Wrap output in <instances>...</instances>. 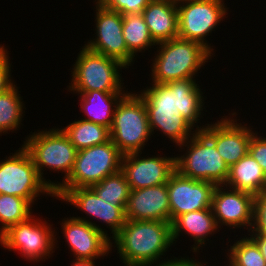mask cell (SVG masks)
Wrapping results in <instances>:
<instances>
[{
  "label": "cell",
  "mask_w": 266,
  "mask_h": 266,
  "mask_svg": "<svg viewBox=\"0 0 266 266\" xmlns=\"http://www.w3.org/2000/svg\"><path fill=\"white\" fill-rule=\"evenodd\" d=\"M152 0H101L99 3L121 15L141 14Z\"/></svg>",
  "instance_id": "4dcf8cb0"
},
{
  "label": "cell",
  "mask_w": 266,
  "mask_h": 266,
  "mask_svg": "<svg viewBox=\"0 0 266 266\" xmlns=\"http://www.w3.org/2000/svg\"><path fill=\"white\" fill-rule=\"evenodd\" d=\"M235 115L238 114L233 112L230 117H222L213 124L196 127L197 131H203L213 141L229 168L249 152V143L255 132L251 127H247V124L244 126L241 122L237 123Z\"/></svg>",
  "instance_id": "5bb4252c"
},
{
  "label": "cell",
  "mask_w": 266,
  "mask_h": 266,
  "mask_svg": "<svg viewBox=\"0 0 266 266\" xmlns=\"http://www.w3.org/2000/svg\"><path fill=\"white\" fill-rule=\"evenodd\" d=\"M196 82L186 78L153 83L140 90L138 95L144 100L152 135L154 130L160 131L179 146L197 132L194 127L203 117L205 98Z\"/></svg>",
  "instance_id": "6da1fadb"
},
{
  "label": "cell",
  "mask_w": 266,
  "mask_h": 266,
  "mask_svg": "<svg viewBox=\"0 0 266 266\" xmlns=\"http://www.w3.org/2000/svg\"><path fill=\"white\" fill-rule=\"evenodd\" d=\"M25 137L22 146L29 152L42 180L55 192L58 187L70 176L78 150L69 141L60 128H51L48 131L37 130ZM44 168L53 172L65 173L62 182L44 178Z\"/></svg>",
  "instance_id": "277c9868"
},
{
  "label": "cell",
  "mask_w": 266,
  "mask_h": 266,
  "mask_svg": "<svg viewBox=\"0 0 266 266\" xmlns=\"http://www.w3.org/2000/svg\"><path fill=\"white\" fill-rule=\"evenodd\" d=\"M123 36L127 49L136 57L139 52L151 49L157 44L152 39L148 26L145 23L143 14L123 15ZM148 48V49H147ZM144 50V51H143Z\"/></svg>",
  "instance_id": "d4e9b609"
},
{
  "label": "cell",
  "mask_w": 266,
  "mask_h": 266,
  "mask_svg": "<svg viewBox=\"0 0 266 266\" xmlns=\"http://www.w3.org/2000/svg\"><path fill=\"white\" fill-rule=\"evenodd\" d=\"M257 244L260 253L266 261V236L261 235H248Z\"/></svg>",
  "instance_id": "e575fe53"
},
{
  "label": "cell",
  "mask_w": 266,
  "mask_h": 266,
  "mask_svg": "<svg viewBox=\"0 0 266 266\" xmlns=\"http://www.w3.org/2000/svg\"><path fill=\"white\" fill-rule=\"evenodd\" d=\"M229 266H266L257 244L250 237H240L227 248Z\"/></svg>",
  "instance_id": "f1b7e54d"
},
{
  "label": "cell",
  "mask_w": 266,
  "mask_h": 266,
  "mask_svg": "<svg viewBox=\"0 0 266 266\" xmlns=\"http://www.w3.org/2000/svg\"><path fill=\"white\" fill-rule=\"evenodd\" d=\"M34 217L32 215L27 220L8 228L0 235V245L9 251L20 252L21 257L30 262L46 261L45 259L50 258V254L52 256L55 247L58 246L55 238L56 229L46 220H37Z\"/></svg>",
  "instance_id": "9c48e42d"
},
{
  "label": "cell",
  "mask_w": 266,
  "mask_h": 266,
  "mask_svg": "<svg viewBox=\"0 0 266 266\" xmlns=\"http://www.w3.org/2000/svg\"><path fill=\"white\" fill-rule=\"evenodd\" d=\"M149 33L156 44L178 38L176 2L152 0L142 11Z\"/></svg>",
  "instance_id": "44dd1931"
},
{
  "label": "cell",
  "mask_w": 266,
  "mask_h": 266,
  "mask_svg": "<svg viewBox=\"0 0 266 266\" xmlns=\"http://www.w3.org/2000/svg\"><path fill=\"white\" fill-rule=\"evenodd\" d=\"M112 239L111 247L117 248L119 259L126 264L153 266L167 261L160 260L173 245L171 223L161 220L126 219Z\"/></svg>",
  "instance_id": "7a4b0ae2"
},
{
  "label": "cell",
  "mask_w": 266,
  "mask_h": 266,
  "mask_svg": "<svg viewBox=\"0 0 266 266\" xmlns=\"http://www.w3.org/2000/svg\"><path fill=\"white\" fill-rule=\"evenodd\" d=\"M247 235L266 236V190L254 195L253 222Z\"/></svg>",
  "instance_id": "f546056e"
},
{
  "label": "cell",
  "mask_w": 266,
  "mask_h": 266,
  "mask_svg": "<svg viewBox=\"0 0 266 266\" xmlns=\"http://www.w3.org/2000/svg\"><path fill=\"white\" fill-rule=\"evenodd\" d=\"M124 266H147V265H142V264H126V263H124Z\"/></svg>",
  "instance_id": "8d00e7d4"
},
{
  "label": "cell",
  "mask_w": 266,
  "mask_h": 266,
  "mask_svg": "<svg viewBox=\"0 0 266 266\" xmlns=\"http://www.w3.org/2000/svg\"><path fill=\"white\" fill-rule=\"evenodd\" d=\"M178 147L179 151H185V147L187 150L184 155H176V171L191 179L225 185L229 167L216 150L213 141L203 131H197Z\"/></svg>",
  "instance_id": "52a82bcc"
},
{
  "label": "cell",
  "mask_w": 266,
  "mask_h": 266,
  "mask_svg": "<svg viewBox=\"0 0 266 266\" xmlns=\"http://www.w3.org/2000/svg\"><path fill=\"white\" fill-rule=\"evenodd\" d=\"M78 57L74 62L71 73V83L68 91L87 92H128L123 87L120 72L126 69L119 61L103 54L88 49L85 45L81 47ZM121 70V71H120Z\"/></svg>",
  "instance_id": "8992f818"
},
{
  "label": "cell",
  "mask_w": 266,
  "mask_h": 266,
  "mask_svg": "<svg viewBox=\"0 0 266 266\" xmlns=\"http://www.w3.org/2000/svg\"><path fill=\"white\" fill-rule=\"evenodd\" d=\"M15 84L4 93L0 94V135L14 132L22 124L25 104ZM12 130V131H11Z\"/></svg>",
  "instance_id": "484cf974"
},
{
  "label": "cell",
  "mask_w": 266,
  "mask_h": 266,
  "mask_svg": "<svg viewBox=\"0 0 266 266\" xmlns=\"http://www.w3.org/2000/svg\"><path fill=\"white\" fill-rule=\"evenodd\" d=\"M169 1H173V2H180V1H183V0H169Z\"/></svg>",
  "instance_id": "f35d334b"
},
{
  "label": "cell",
  "mask_w": 266,
  "mask_h": 266,
  "mask_svg": "<svg viewBox=\"0 0 266 266\" xmlns=\"http://www.w3.org/2000/svg\"><path fill=\"white\" fill-rule=\"evenodd\" d=\"M207 263H208V262H206V261H205V262H201V261H200V266H208V265H206ZM227 265L229 266L228 263H227Z\"/></svg>",
  "instance_id": "74e56055"
},
{
  "label": "cell",
  "mask_w": 266,
  "mask_h": 266,
  "mask_svg": "<svg viewBox=\"0 0 266 266\" xmlns=\"http://www.w3.org/2000/svg\"><path fill=\"white\" fill-rule=\"evenodd\" d=\"M225 188V189H224ZM254 195L217 185L212 200V210L219 228L221 226L245 228L251 231L253 222Z\"/></svg>",
  "instance_id": "e0dca14e"
},
{
  "label": "cell",
  "mask_w": 266,
  "mask_h": 266,
  "mask_svg": "<svg viewBox=\"0 0 266 266\" xmlns=\"http://www.w3.org/2000/svg\"><path fill=\"white\" fill-rule=\"evenodd\" d=\"M90 188L103 201L120 206L124 211L126 210L131 189L121 169L107 176L101 182L90 186Z\"/></svg>",
  "instance_id": "4316f807"
},
{
  "label": "cell",
  "mask_w": 266,
  "mask_h": 266,
  "mask_svg": "<svg viewBox=\"0 0 266 266\" xmlns=\"http://www.w3.org/2000/svg\"><path fill=\"white\" fill-rule=\"evenodd\" d=\"M21 147L0 161V194L19 196L31 205L41 194L54 198V191L39 176L29 152Z\"/></svg>",
  "instance_id": "ba28073f"
},
{
  "label": "cell",
  "mask_w": 266,
  "mask_h": 266,
  "mask_svg": "<svg viewBox=\"0 0 266 266\" xmlns=\"http://www.w3.org/2000/svg\"><path fill=\"white\" fill-rule=\"evenodd\" d=\"M122 154L111 141L79 150L73 170L58 189L90 187L121 169Z\"/></svg>",
  "instance_id": "30bf717a"
},
{
  "label": "cell",
  "mask_w": 266,
  "mask_h": 266,
  "mask_svg": "<svg viewBox=\"0 0 266 266\" xmlns=\"http://www.w3.org/2000/svg\"><path fill=\"white\" fill-rule=\"evenodd\" d=\"M152 60L151 83L165 84L179 79L195 78L214 55L198 42L181 38L157 44ZM159 48V49H158Z\"/></svg>",
  "instance_id": "3957f363"
},
{
  "label": "cell",
  "mask_w": 266,
  "mask_h": 266,
  "mask_svg": "<svg viewBox=\"0 0 266 266\" xmlns=\"http://www.w3.org/2000/svg\"><path fill=\"white\" fill-rule=\"evenodd\" d=\"M224 0H183L177 2L178 38L195 41L215 53L206 36L228 15Z\"/></svg>",
  "instance_id": "8fae6325"
},
{
  "label": "cell",
  "mask_w": 266,
  "mask_h": 266,
  "mask_svg": "<svg viewBox=\"0 0 266 266\" xmlns=\"http://www.w3.org/2000/svg\"><path fill=\"white\" fill-rule=\"evenodd\" d=\"M171 230L173 244L176 243V239L179 238L183 231H185L183 232L184 234L186 233L188 236H191L193 238L192 240L195 241L191 249L198 255L200 252L199 248L201 247L203 249V246L209 243L208 237L217 233L219 226L212 208H208L178 216L171 223Z\"/></svg>",
  "instance_id": "ffe728a7"
},
{
  "label": "cell",
  "mask_w": 266,
  "mask_h": 266,
  "mask_svg": "<svg viewBox=\"0 0 266 266\" xmlns=\"http://www.w3.org/2000/svg\"><path fill=\"white\" fill-rule=\"evenodd\" d=\"M32 207L24 198L0 194V235L11 226L32 216Z\"/></svg>",
  "instance_id": "83f0119b"
},
{
  "label": "cell",
  "mask_w": 266,
  "mask_h": 266,
  "mask_svg": "<svg viewBox=\"0 0 266 266\" xmlns=\"http://www.w3.org/2000/svg\"><path fill=\"white\" fill-rule=\"evenodd\" d=\"M60 129L78 151L103 144L111 139L109 128L83 119L74 120Z\"/></svg>",
  "instance_id": "cb8c5ba5"
},
{
  "label": "cell",
  "mask_w": 266,
  "mask_h": 266,
  "mask_svg": "<svg viewBox=\"0 0 266 266\" xmlns=\"http://www.w3.org/2000/svg\"><path fill=\"white\" fill-rule=\"evenodd\" d=\"M143 152L130 153L122 156L121 170L124 172L131 190L158 186L167 183L176 170L175 156L154 155L140 156Z\"/></svg>",
  "instance_id": "2e32d148"
},
{
  "label": "cell",
  "mask_w": 266,
  "mask_h": 266,
  "mask_svg": "<svg viewBox=\"0 0 266 266\" xmlns=\"http://www.w3.org/2000/svg\"><path fill=\"white\" fill-rule=\"evenodd\" d=\"M171 260L167 259L168 261H163L154 266H200V262L197 261L195 258L189 257H179V258H170ZM195 259V260H194Z\"/></svg>",
  "instance_id": "836d02e7"
},
{
  "label": "cell",
  "mask_w": 266,
  "mask_h": 266,
  "mask_svg": "<svg viewBox=\"0 0 266 266\" xmlns=\"http://www.w3.org/2000/svg\"><path fill=\"white\" fill-rule=\"evenodd\" d=\"M94 39L84 44L88 49L119 61L126 68L135 56L127 49L123 36V15L96 3Z\"/></svg>",
  "instance_id": "4fadbf2b"
},
{
  "label": "cell",
  "mask_w": 266,
  "mask_h": 266,
  "mask_svg": "<svg viewBox=\"0 0 266 266\" xmlns=\"http://www.w3.org/2000/svg\"><path fill=\"white\" fill-rule=\"evenodd\" d=\"M257 132L252 134L249 143V153L261 166L266 176V137L259 135Z\"/></svg>",
  "instance_id": "1f68e13d"
},
{
  "label": "cell",
  "mask_w": 266,
  "mask_h": 266,
  "mask_svg": "<svg viewBox=\"0 0 266 266\" xmlns=\"http://www.w3.org/2000/svg\"><path fill=\"white\" fill-rule=\"evenodd\" d=\"M71 266H95V261L93 260H83V259H73Z\"/></svg>",
  "instance_id": "d590c367"
},
{
  "label": "cell",
  "mask_w": 266,
  "mask_h": 266,
  "mask_svg": "<svg viewBox=\"0 0 266 266\" xmlns=\"http://www.w3.org/2000/svg\"><path fill=\"white\" fill-rule=\"evenodd\" d=\"M60 225L73 258L96 261L112 251L110 237L93 225L74 216L64 218Z\"/></svg>",
  "instance_id": "ac0fdd59"
},
{
  "label": "cell",
  "mask_w": 266,
  "mask_h": 266,
  "mask_svg": "<svg viewBox=\"0 0 266 266\" xmlns=\"http://www.w3.org/2000/svg\"><path fill=\"white\" fill-rule=\"evenodd\" d=\"M216 186L185 177L175 170L167 182L170 223L184 213L211 208Z\"/></svg>",
  "instance_id": "9a60e30c"
},
{
  "label": "cell",
  "mask_w": 266,
  "mask_h": 266,
  "mask_svg": "<svg viewBox=\"0 0 266 266\" xmlns=\"http://www.w3.org/2000/svg\"><path fill=\"white\" fill-rule=\"evenodd\" d=\"M6 48L3 46L0 47V94L7 91L15 83L12 80L11 76V63L9 62V55Z\"/></svg>",
  "instance_id": "d6a6232c"
},
{
  "label": "cell",
  "mask_w": 266,
  "mask_h": 266,
  "mask_svg": "<svg viewBox=\"0 0 266 266\" xmlns=\"http://www.w3.org/2000/svg\"><path fill=\"white\" fill-rule=\"evenodd\" d=\"M130 92L117 103L110 127L111 141L122 155L142 152L152 135L144 100Z\"/></svg>",
  "instance_id": "5b68a950"
},
{
  "label": "cell",
  "mask_w": 266,
  "mask_h": 266,
  "mask_svg": "<svg viewBox=\"0 0 266 266\" xmlns=\"http://www.w3.org/2000/svg\"><path fill=\"white\" fill-rule=\"evenodd\" d=\"M125 217L127 220H161L170 222L167 183L131 190Z\"/></svg>",
  "instance_id": "d6986e66"
},
{
  "label": "cell",
  "mask_w": 266,
  "mask_h": 266,
  "mask_svg": "<svg viewBox=\"0 0 266 266\" xmlns=\"http://www.w3.org/2000/svg\"><path fill=\"white\" fill-rule=\"evenodd\" d=\"M80 96V108L86 121L103 125L110 129L117 103L127 92H102L98 90L73 92Z\"/></svg>",
  "instance_id": "7402d4cb"
},
{
  "label": "cell",
  "mask_w": 266,
  "mask_h": 266,
  "mask_svg": "<svg viewBox=\"0 0 266 266\" xmlns=\"http://www.w3.org/2000/svg\"><path fill=\"white\" fill-rule=\"evenodd\" d=\"M56 199L70 203L74 205L77 210L83 211L86 213V217H74L79 220H83L91 225H93L98 230L104 232L107 236L108 231L101 228L92 218L106 224L107 228L110 229V239L119 232L123 227L126 221L125 211L117 205L111 204L110 202L103 201L97 196V194L90 187H79L72 189H57L54 192ZM89 218V219H85ZM91 220V221H90ZM105 230V231H104Z\"/></svg>",
  "instance_id": "7c38bea8"
},
{
  "label": "cell",
  "mask_w": 266,
  "mask_h": 266,
  "mask_svg": "<svg viewBox=\"0 0 266 266\" xmlns=\"http://www.w3.org/2000/svg\"><path fill=\"white\" fill-rule=\"evenodd\" d=\"M224 186L258 195L266 190V176L261 166L248 152L229 168V175Z\"/></svg>",
  "instance_id": "603a6c76"
}]
</instances>
